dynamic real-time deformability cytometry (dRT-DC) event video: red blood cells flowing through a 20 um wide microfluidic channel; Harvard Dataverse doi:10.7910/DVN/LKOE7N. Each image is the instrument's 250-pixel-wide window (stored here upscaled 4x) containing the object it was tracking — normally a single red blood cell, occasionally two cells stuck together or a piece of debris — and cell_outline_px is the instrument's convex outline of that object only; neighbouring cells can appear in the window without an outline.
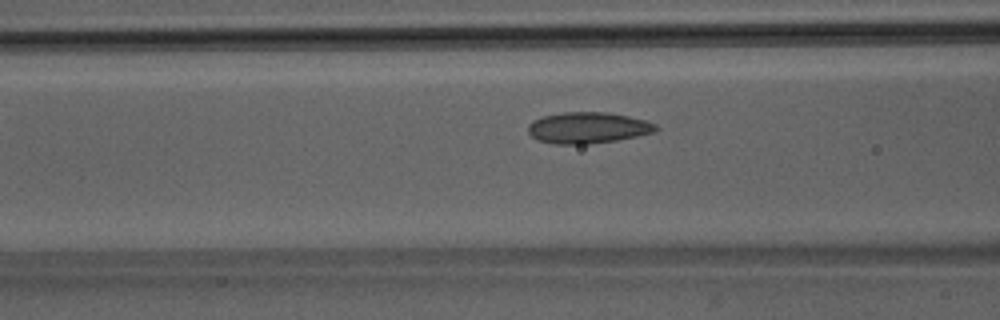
{"species": "Egyptian fruit bat (a non-hibernating species)", "species_latin": "Rousettus aegyptiacus", "temperature_condition": "room temperature", "stored_images_in_passage": 5, "camera_frame_rate_fps": 3000, "um_per_image_px": 0.085, "animal": {"sex": "male"}, "frame": {"image": 1, "passage_image": 5, "time_ms": 4.667, "image_size_px": [1000, 320], "cell_outline_px": [[660, 128], [652, 132], [636, 136], [616, 140], [588, 144], [552, 144], [536, 140], [528, 132], [528, 124], [532, 120], [544, 116], [564, 112], [604, 112], [628, 116], [644, 120], [656, 124]], "centroid_in_image_um": [49.92, 10.86], "position_along_channel_um": 116.7, "area_um2": 23.18}}